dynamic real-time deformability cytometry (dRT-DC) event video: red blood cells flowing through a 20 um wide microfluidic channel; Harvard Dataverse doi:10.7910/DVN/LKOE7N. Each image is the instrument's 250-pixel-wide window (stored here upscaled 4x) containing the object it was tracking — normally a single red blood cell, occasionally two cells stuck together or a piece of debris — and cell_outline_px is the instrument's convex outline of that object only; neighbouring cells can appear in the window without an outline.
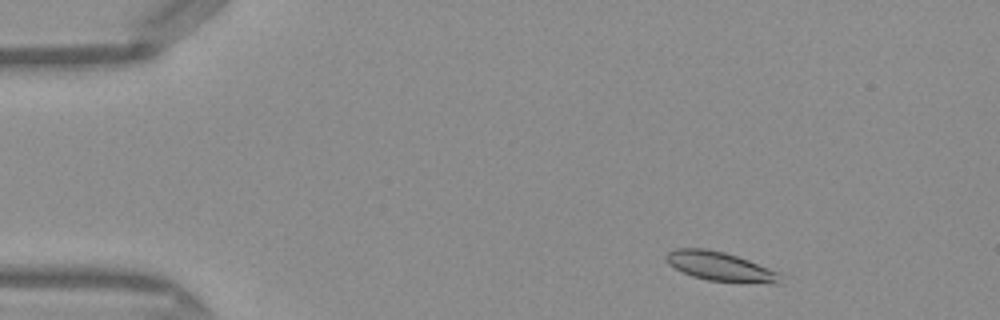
{"species": "Egyptian fruit bat (a non-hibernating species)", "species_latin": "Rousettus aegyptiacus", "temperature_condition": "warm", "stored_images_in_passage": 43, "camera_frame_rate_fps": 3000, "um_per_image_px": 0.085, "frame": {"image": 1, "passage_image": 1, "time_ms": 0.0, "image_size_px": [1000, 320], "cell_outline_px": [[784, 284], [740, 284], [708, 280], [692, 276], [668, 264], [664, 256], [668, 252], [676, 248], [704, 248], [724, 252], [748, 260], [780, 272]], "centroid_in_image_um": [61.31, 22.69], "position_along_channel_um": 23.7, "area_um2": 19.94}}
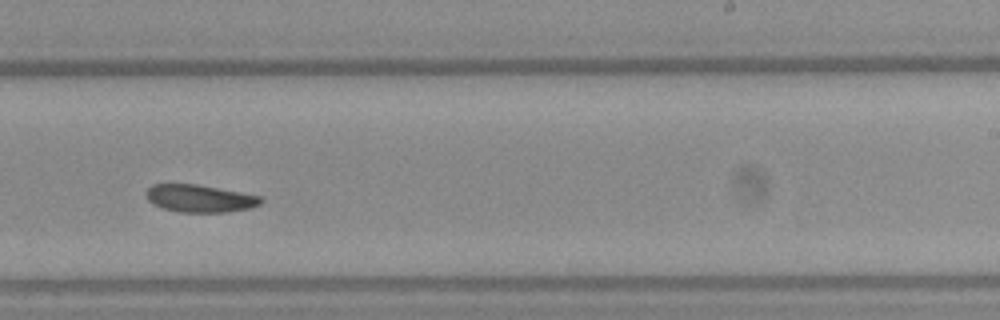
{"frame": {"image": 2, "passage_image": 25, "time_ms": 8.0, "image_size_px": [1000, 320], "cell_outline_px": [[264, 200], [260, 204], [252, 208], [228, 212], [180, 212], [160, 208], [152, 204], [148, 200], [144, 192], [152, 184], [196, 184], [260, 196]], "centroid_in_image_um": [16.95, 16.87], "position_along_channel_um": 272.1, "area_um2": 18.5}}
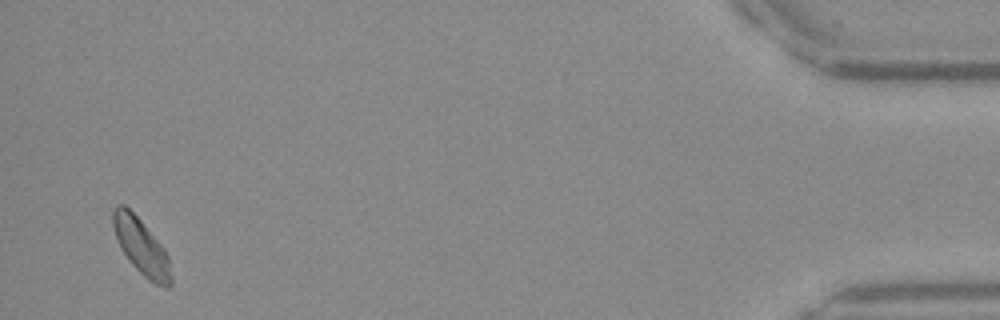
{"frame": {"image": 3, "passage_image": 42, "time_ms": 13.667, "image_size_px": [1000, 320], "cell_outline_px": [[172, 284], [168, 288], [156, 284], [148, 280], [132, 264], [120, 248], [112, 224], [112, 212], [116, 204], [124, 204], [140, 220], [164, 248], [168, 256], [172, 280]], "centroid_in_image_um": [12.01, 20.97], "position_along_channel_um": 423.2, "area_um2": 18.73}}